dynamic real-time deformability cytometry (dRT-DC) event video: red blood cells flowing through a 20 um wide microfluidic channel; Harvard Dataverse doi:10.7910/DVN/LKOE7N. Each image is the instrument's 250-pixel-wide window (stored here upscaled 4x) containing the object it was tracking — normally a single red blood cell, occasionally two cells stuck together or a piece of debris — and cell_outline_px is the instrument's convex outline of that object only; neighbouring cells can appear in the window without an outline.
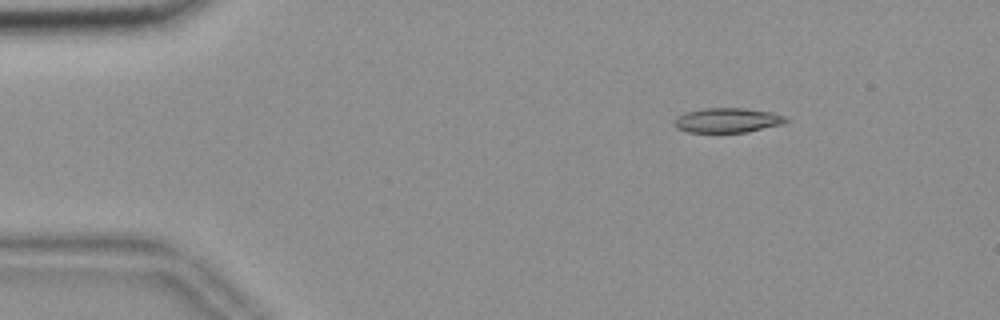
{"species": "common noctule bat (a hibernating species)", "species_latin": "Nyctalus noctula", "temperature_condition": "room temperature", "stored_images_in_passage": 55, "camera_frame_rate_fps": 3000, "um_per_image_px": 0.085, "animal": {"sex": "female", "body_mass_g": 18.4}, "frame": {"image": 1, "passage_image": 8, "time_ms": 2.333, "image_size_px": [1000, 320], "cell_outline_px": [[788, 120], [784, 124], [748, 132], [688, 132], [676, 128], [672, 124], [672, 120], [676, 116], [684, 112], [704, 108], [744, 108], [772, 112], [784, 116]], "centroid_in_image_um": [61.78, 10.22], "position_along_channel_um": 23.2, "area_um2": 16.3}}
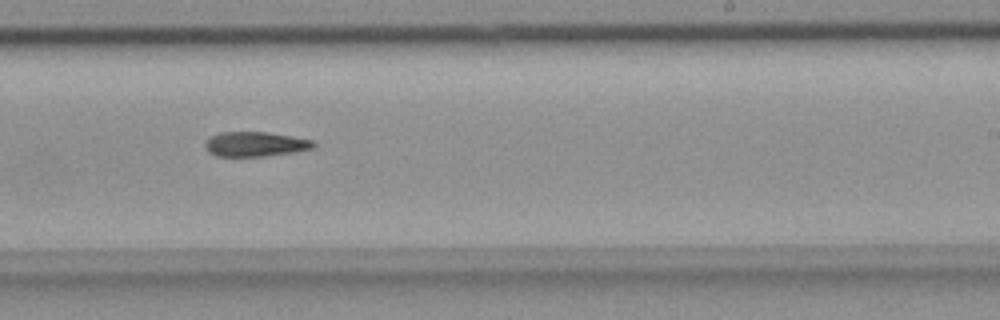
{"frame": {"image": 2, "passage_image": 34, "time_ms": 11.0, "image_size_px": [1000, 320], "cell_outline_px": [[316, 144], [312, 148], [292, 152], [264, 156], [216, 156], [208, 152], [204, 144], [204, 140], [208, 136], [220, 132], [268, 132], [292, 136], [312, 140]], "centroid_in_image_um": [21.62, 12.24], "position_along_channel_um": 267.4, "area_um2": 15.66}}
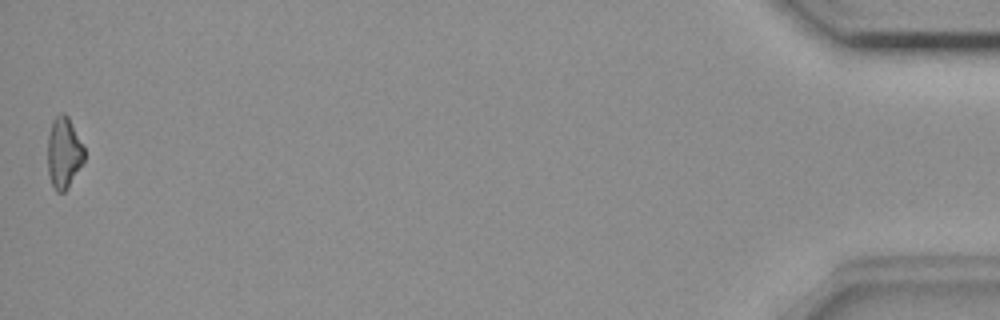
{"frame": {"image": 3, "passage_image": 55, "time_ms": 18.0, "image_size_px": [1000, 320], "cell_outline_px": [[84, 160], [68, 188], [64, 192], [56, 192], [52, 184], [48, 172], [48, 136], [52, 120], [60, 112], [64, 112], [68, 116], [84, 144]], "centroid_in_image_um": [5.43, 12.95], "position_along_channel_um": 429.8, "area_um2": 15.32}}